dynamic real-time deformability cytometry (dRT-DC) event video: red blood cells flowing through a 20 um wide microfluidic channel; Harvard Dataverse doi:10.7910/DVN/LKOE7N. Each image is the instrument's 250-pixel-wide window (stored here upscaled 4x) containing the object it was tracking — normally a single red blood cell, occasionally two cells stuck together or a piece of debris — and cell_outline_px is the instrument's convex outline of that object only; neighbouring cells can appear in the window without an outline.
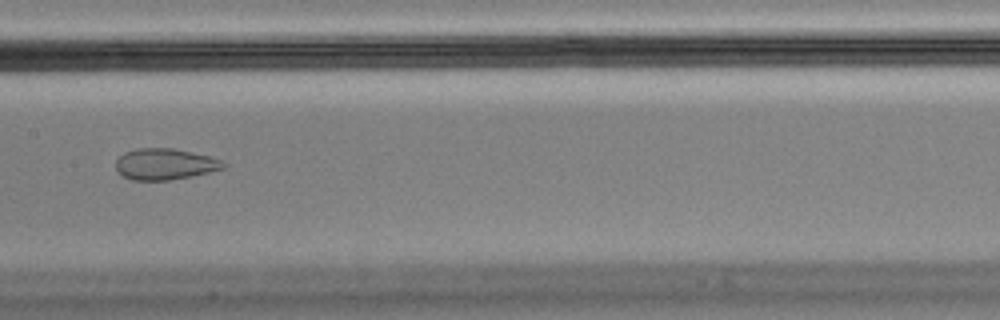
{"species": "Egyptian fruit bat (a non-hibernating species)", "species_latin": "Rousettus aegyptiacus", "temperature_condition": "cold", "stored_images_in_passage": 13, "camera_frame_rate_fps": 3000, "um_per_image_px": 0.085, "animal": {"sex": "male"}, "frame": {"image": 1, "passage_image": 6, "time_ms": 1.667, "image_size_px": [1000, 320], "cell_outline_px": [[228, 164], [224, 168], [192, 176], [168, 180], [132, 180], [124, 176], [116, 168], [116, 160], [124, 152], [136, 148], [172, 148], [208, 156], [220, 160]], "centroid_in_image_um": [14.01, 13.95], "position_along_channel_um": 193.4, "area_um2": 19.36}}